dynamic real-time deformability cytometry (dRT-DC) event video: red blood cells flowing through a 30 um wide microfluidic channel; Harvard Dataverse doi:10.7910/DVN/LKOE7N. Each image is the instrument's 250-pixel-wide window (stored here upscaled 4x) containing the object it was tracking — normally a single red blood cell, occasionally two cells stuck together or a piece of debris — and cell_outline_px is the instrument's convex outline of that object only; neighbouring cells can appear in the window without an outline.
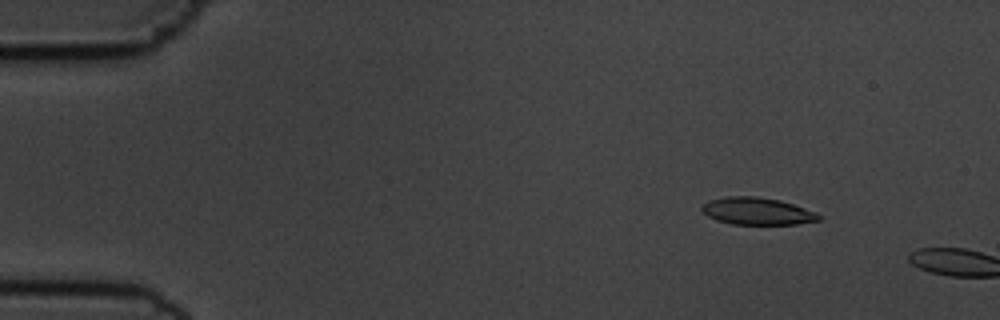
{"species": "common noctule bat (a hibernating species)", "species_latin": "Nyctalus noctula", "temperature_condition": "cold", "stored_images_in_passage": 9, "camera_frame_rate_fps": 3000, "um_per_image_px": 0.085, "animal": {"sex": "male", "body_mass_g": 19.5, "forearm_length_mm": 54.6}, "frame": {"image": 1, "passage_image": 7, "time_ms": 2.0, "image_size_px": [1000, 320], "cell_outline_px": [[820, 220], [796, 224], [732, 224], [716, 220], [708, 216], [700, 208], [708, 200], [728, 196], [756, 196], [780, 200], [816, 212], [820, 216]], "centroid_in_image_um": [64.34, 17.94], "position_along_channel_um": 20.7, "area_um2": 18.44}}